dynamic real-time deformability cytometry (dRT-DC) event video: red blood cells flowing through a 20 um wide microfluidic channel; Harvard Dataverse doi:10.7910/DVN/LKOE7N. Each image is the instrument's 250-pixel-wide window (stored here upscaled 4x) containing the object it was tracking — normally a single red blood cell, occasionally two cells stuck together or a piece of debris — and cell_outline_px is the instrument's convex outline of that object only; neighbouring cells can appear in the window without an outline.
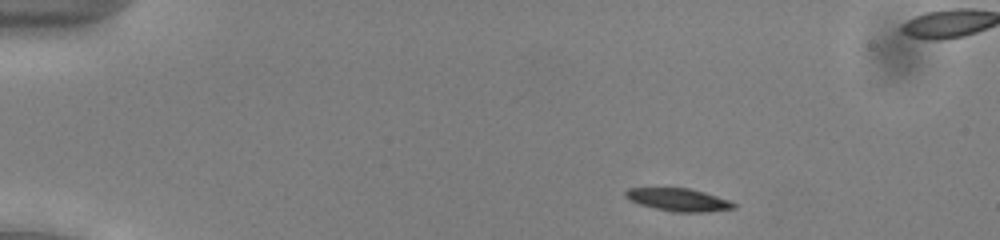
{"species": "common noctule bat (a hibernating species)", "species_latin": "Nyctalus noctula", "temperature_condition": "cold", "stored_images_in_passage": 46, "segment_of_instrument_passage": [1, 2], "camera_frame_rate_fps": 3000, "um_per_image_px": 0.085, "animal": {"sex": "male", "body_mass_g": 13.0, "forearm_length_mm": 53.1}, "frame": {"image": 1, "passage_image": 1, "time_ms": 0.0, "image_size_px": [1000, 240], "cell_outline_px": [[736, 208], [704, 212], [676, 212], [656, 208], [640, 204], [628, 200], [624, 196], [624, 192], [628, 188], [688, 188], [704, 192], [728, 200], [736, 204]], "centroid_in_image_um": [57.64, 16.97], "position_along_channel_um": 27.4, "area_um2": 14.22}}
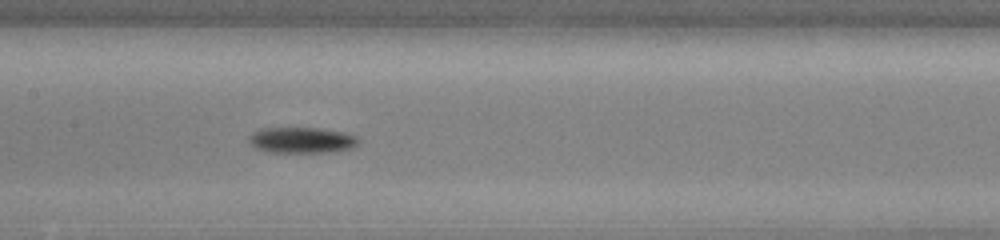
{"frame": {"image": 2, "passage_image": 19, "time_ms": 6.0, "image_size_px": [1000, 240], "cell_outline_px": [[360, 144], [352, 148], [328, 152], [268, 152], [256, 148], [248, 140], [248, 136], [260, 128], [320, 128], [344, 132], [356, 136], [360, 140]], "centroid_in_image_um": [25.67, 11.91], "position_along_channel_um": 181.7, "area_um2": 16.59}}
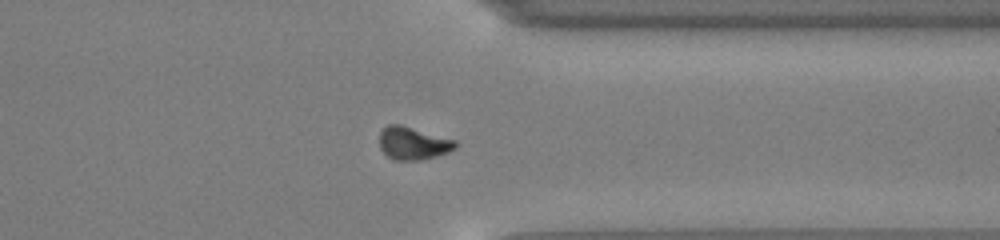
{"frame": {"image": 3, "passage_image": 34, "time_ms": 11.0, "image_size_px": [1000, 240], "cell_outline_px": [[456, 148], [448, 152], [436, 156], [420, 160], [392, 160], [380, 148], [380, 132], [388, 124], [400, 124], [456, 140]], "centroid_in_image_um": [35.1, 12.18], "position_along_channel_um": 376.3, "area_um2": 14.45}}